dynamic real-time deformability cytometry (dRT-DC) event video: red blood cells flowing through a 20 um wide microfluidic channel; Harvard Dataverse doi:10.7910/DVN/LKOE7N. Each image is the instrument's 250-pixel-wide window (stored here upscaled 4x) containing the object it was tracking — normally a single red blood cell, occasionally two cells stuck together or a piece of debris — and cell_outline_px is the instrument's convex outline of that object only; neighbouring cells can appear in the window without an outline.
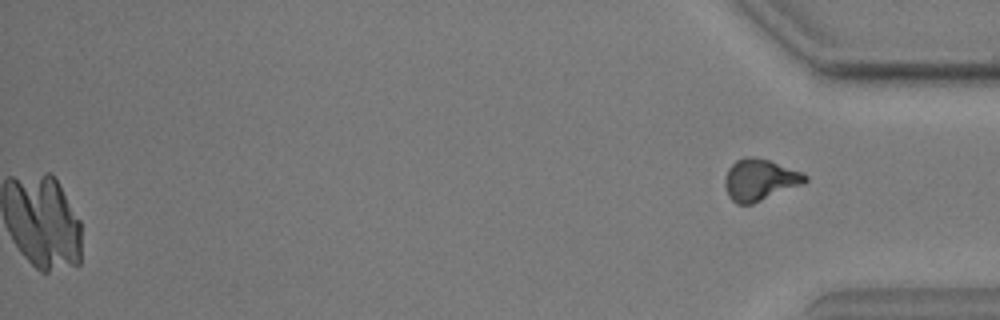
{"species": "common noctule bat (a hibernating species)", "species_latin": "Nyctalus noctula", "temperature_condition": "warm", "stored_images_in_passage": 58, "segment_of_instrument_passage": [2, 2], "camera_frame_rate_fps": 3000, "um_per_image_px": 0.085, "animal": {"sex": "male", "body_mass_g": 17.9, "forearm_length_mm": 54.2}, "frame": {"image": 1, "passage_image": 58, "time_ms": 19.0, "image_size_px": [1000, 320], "cell_outline_px": [[808, 180], [804, 184], [752, 204], [736, 204], [728, 196], [724, 184], [724, 176], [728, 168], [736, 160], [748, 156], [752, 156], [768, 160], [800, 172], [808, 176]], "centroid_in_image_um": [64.55, 15.29], "position_along_channel_um": 370.6, "area_um2": 19.42}}